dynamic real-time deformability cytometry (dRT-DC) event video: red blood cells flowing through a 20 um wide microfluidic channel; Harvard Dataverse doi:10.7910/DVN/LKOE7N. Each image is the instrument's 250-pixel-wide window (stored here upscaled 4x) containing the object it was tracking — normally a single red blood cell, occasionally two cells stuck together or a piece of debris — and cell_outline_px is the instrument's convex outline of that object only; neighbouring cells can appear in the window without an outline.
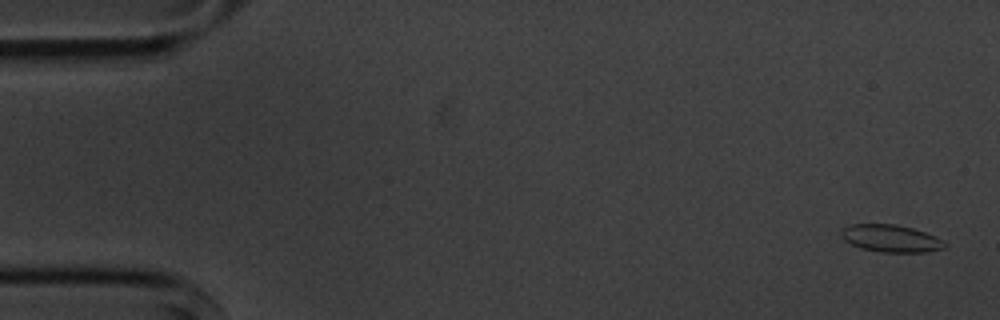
{"species": "common noctule bat (a hibernating species)", "species_latin": "Nyctalus noctula", "temperature_condition": "cold", "stored_images_in_passage": 5, "camera_frame_rate_fps": 3000, "um_per_image_px": 0.085, "animal": {"sex": "male", "body_mass_g": 20.1, "forearm_length_mm": 53.5}, "frame": {"image": 1, "passage_image": 1, "time_ms": 0.0, "image_size_px": [1000, 320], "cell_outline_px": [[944, 248], [924, 252], [880, 252], [860, 248], [844, 240], [840, 236], [840, 232], [848, 224], [896, 224], [912, 228], [936, 236], [944, 240]], "centroid_in_image_um": [75.69, 20.26], "position_along_channel_um": 9.3, "area_um2": 16.47}}
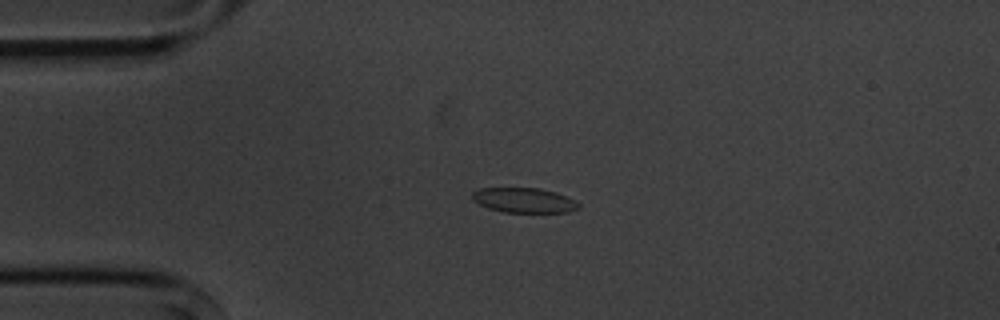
{"frame": {"image": 2, "passage_image": 4, "time_ms": 3.667, "image_size_px": [1000, 320], "cell_outline_px": [[580, 208], [568, 212], [504, 212], [488, 208], [472, 200], [472, 192], [480, 188], [540, 188], [556, 192], [576, 200], [580, 204]], "centroid_in_image_um": [44.57, 17.02], "position_along_channel_um": 40.4, "area_um2": 15.49}}